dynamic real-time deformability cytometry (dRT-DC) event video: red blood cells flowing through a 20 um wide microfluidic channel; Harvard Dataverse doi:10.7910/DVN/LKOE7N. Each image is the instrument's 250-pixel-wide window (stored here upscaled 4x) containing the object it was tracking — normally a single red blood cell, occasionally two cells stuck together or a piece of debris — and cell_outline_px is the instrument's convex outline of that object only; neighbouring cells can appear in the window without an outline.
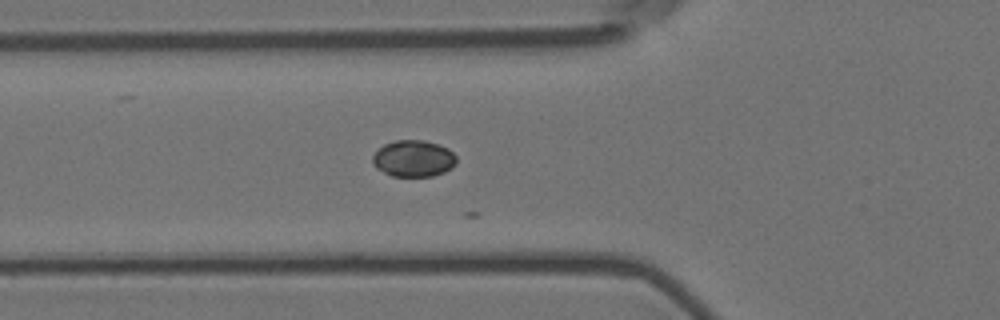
{"species": "Egyptian fruit bat (a non-hibernating species)", "species_latin": "Rousettus aegyptiacus", "temperature_condition": "room temperature", "stored_images_in_passage": 8, "camera_frame_rate_fps": 3000, "um_per_image_px": 0.085, "animal": {"sex": "female"}, "frame": {"image": 1, "passage_image": 3, "time_ms": 0.667, "image_size_px": [1000, 320], "cell_outline_px": [[456, 164], [452, 168], [444, 172], [432, 176], [392, 176], [376, 168], [372, 160], [372, 156], [384, 144], [396, 140], [424, 140], [440, 144], [448, 148], [456, 156]], "centroid_in_image_um": [35.17, 13.47], "position_along_channel_um": 90.6, "area_um2": 17.92}}
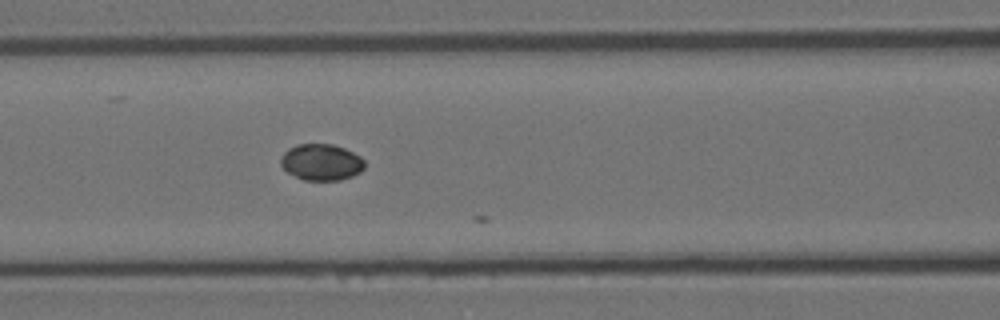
{"frame": {"image": 2, "passage_image": 7, "time_ms": 2.0, "image_size_px": [1000, 320], "cell_outline_px": [[364, 168], [360, 172], [352, 176], [340, 180], [304, 180], [288, 172], [280, 164], [280, 160], [284, 152], [288, 148], [296, 144], [332, 144], [344, 148], [360, 156], [364, 160]], "centroid_in_image_um": [27.31, 13.78], "position_along_channel_um": 139.3, "area_um2": 17.74}}